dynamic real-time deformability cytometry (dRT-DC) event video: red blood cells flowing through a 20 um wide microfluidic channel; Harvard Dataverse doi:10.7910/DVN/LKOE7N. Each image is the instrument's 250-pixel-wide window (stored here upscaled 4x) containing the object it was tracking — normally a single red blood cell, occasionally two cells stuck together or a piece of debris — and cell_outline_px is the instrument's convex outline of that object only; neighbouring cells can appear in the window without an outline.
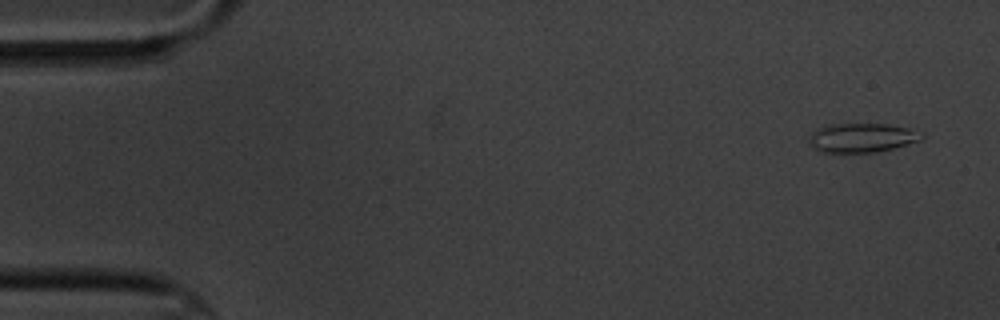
{"species": "common noctule bat (a hibernating species)", "species_latin": "Nyctalus noctula", "temperature_condition": "cold", "stored_images_in_passage": 5, "camera_frame_rate_fps": 3000, "um_per_image_px": 0.085, "animal": {"sex": "male", "body_mass_g": 20.1, "forearm_length_mm": 53.5}, "frame": {"image": 1, "passage_image": 1, "time_ms": 0.0, "image_size_px": [1000, 320], "cell_outline_px": [[924, 136], [920, 140], [892, 148], [876, 152], [820, 152], [808, 144], [808, 136], [816, 128], [824, 124], [888, 124], [908, 128], [924, 132]], "centroid_in_image_um": [73.2, 11.69], "position_along_channel_um": 11.8, "area_um2": 19.31}}
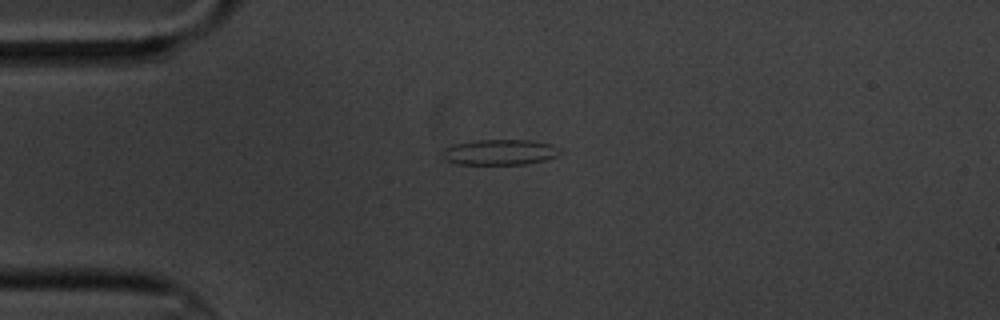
{"frame": {"image": 2, "passage_image": 4, "time_ms": 3.667, "image_size_px": [1000, 320], "cell_outline_px": [[564, 152], [556, 156], [544, 160], [528, 164], [456, 164], [444, 160], [444, 148], [452, 144], [476, 140], [528, 140], [552, 144], [560, 148]], "centroid_in_image_um": [42.51, 12.93], "position_along_channel_um": 42.5, "area_um2": 17.63}}